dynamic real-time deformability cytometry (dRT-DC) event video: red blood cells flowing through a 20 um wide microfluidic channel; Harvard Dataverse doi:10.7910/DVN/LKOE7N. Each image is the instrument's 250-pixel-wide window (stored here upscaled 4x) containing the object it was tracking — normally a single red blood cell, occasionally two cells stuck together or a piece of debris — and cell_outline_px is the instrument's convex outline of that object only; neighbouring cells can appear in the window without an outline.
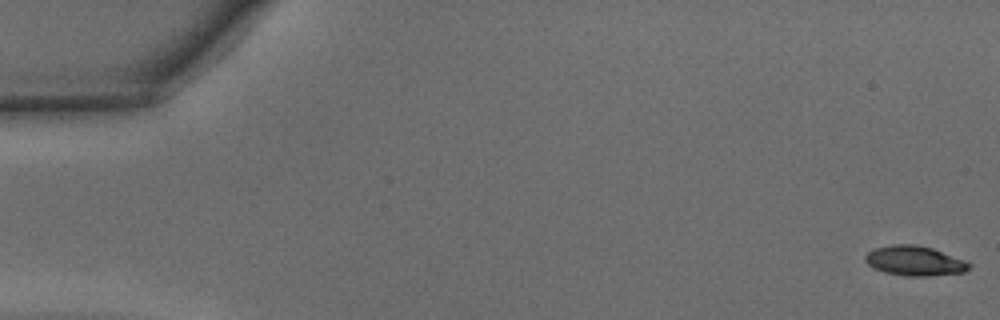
{"species": "common noctule bat (a hibernating species)", "species_latin": "Nyctalus noctula", "temperature_condition": "warm", "stored_images_in_passage": 47, "camera_frame_rate_fps": 3000, "um_per_image_px": 0.085, "animal": {"sex": "male", "body_mass_g": 15.6}, "frame": {"image": 1, "passage_image": 1, "time_ms": 0.0, "image_size_px": [1000, 320], "cell_outline_px": [[972, 264], [964, 272], [928, 276], [908, 276], [884, 272], [872, 268], [864, 260], [864, 256], [872, 248], [892, 244], [916, 244], [932, 248], [964, 260]], "centroid_in_image_um": [77.69, 22.16], "position_along_channel_um": 7.3, "area_um2": 18.09}}
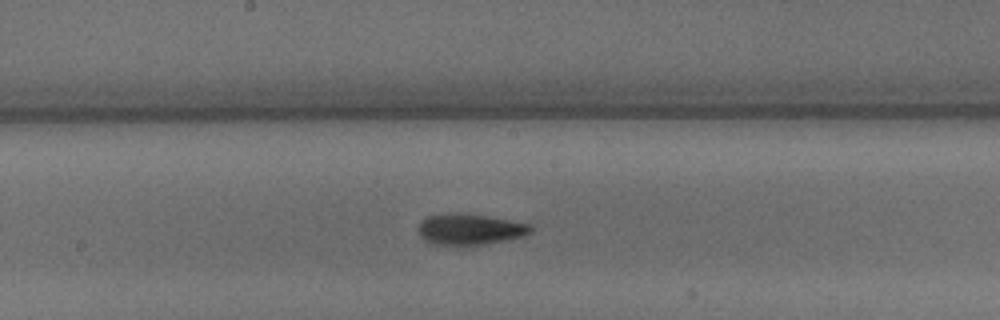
{"frame": {"image": 2, "passage_image": 25, "time_ms": 8.0, "image_size_px": [1000, 320], "cell_outline_px": [[532, 232], [520, 236], [504, 240], [460, 248], [436, 244], [424, 240], [420, 236], [416, 228], [420, 220], [428, 216], [456, 212], [488, 216], [532, 224]], "centroid_in_image_um": [39.87, 19.5], "position_along_channel_um": 208.3, "area_um2": 20.81}}
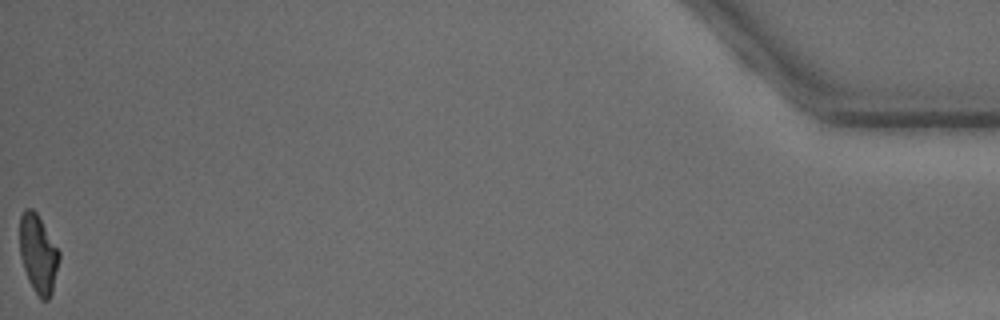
{"frame": {"image": 3, "passage_image": 47, "time_ms": 15.333, "image_size_px": [1000, 320], "cell_outline_px": [[60, 260], [52, 292], [48, 300], [40, 300], [32, 288], [28, 280], [20, 256], [20, 216], [24, 208], [32, 208], [36, 212], [60, 252]], "centroid_in_image_um": [3.25, 21.6], "position_along_channel_um": 432.0, "area_um2": 18.09}, "authors_computed_cell_mechanics": {"area_um2": 18.6694, "velocity_mm_per_s": 4.3755, "shape_relaxation_time_tau1_ms": 3.3855, "shape_relaxation_time_tau2_ms": 2.0764, "deformation_change_tau1": 0.157, "deformation_change_tau2": 0.0974}}